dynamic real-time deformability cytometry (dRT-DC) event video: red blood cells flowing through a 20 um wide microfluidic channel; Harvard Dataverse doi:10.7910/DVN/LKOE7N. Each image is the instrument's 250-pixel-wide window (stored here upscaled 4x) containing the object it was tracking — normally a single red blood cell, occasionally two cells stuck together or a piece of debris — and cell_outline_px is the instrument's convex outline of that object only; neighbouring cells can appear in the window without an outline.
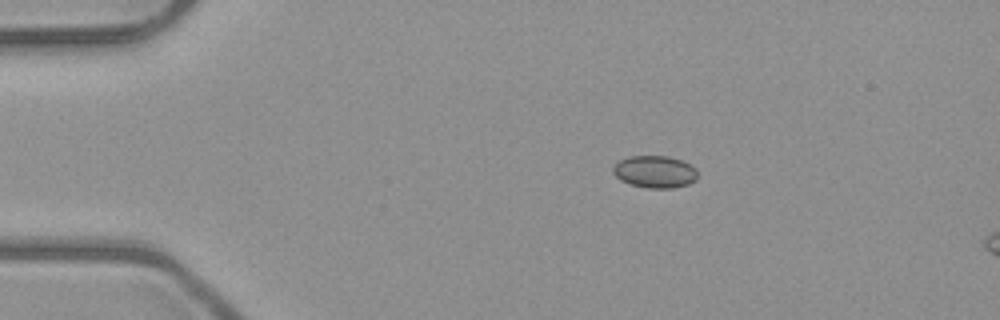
{"species": "common noctule bat (a hibernating species)", "species_latin": "Nyctalus noctula", "temperature_condition": "room temperature", "stored_images_in_passage": 3, "camera_frame_rate_fps": 3000, "um_per_image_px": 0.085, "animal": {"sex": "male", "body_mass_g": 23.1, "forearm_length_mm": 52.7}, "frame": {"image": 1, "passage_image": 1, "time_ms": 0.0, "image_size_px": [1000, 320], "cell_outline_px": [[696, 180], [688, 184], [672, 188], [648, 188], [632, 184], [620, 180], [612, 172], [612, 168], [620, 160], [628, 156], [668, 156], [680, 160], [696, 168]], "centroid_in_image_um": [55.65, 14.6], "position_along_channel_um": 29.4, "area_um2": 15.72}}
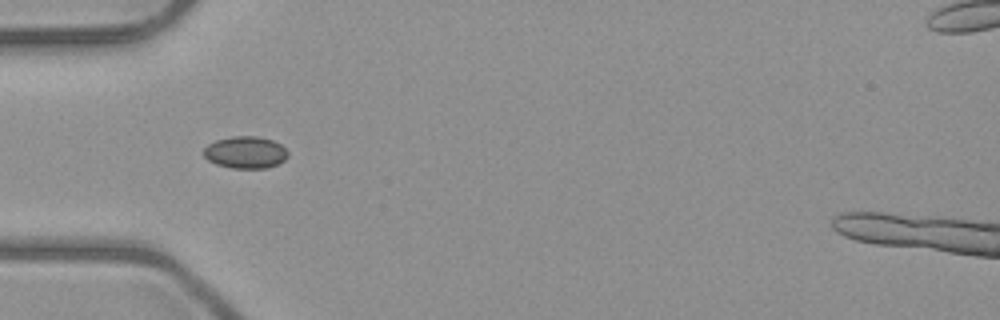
{"frame": {"image": 2, "passage_image": 3, "time_ms": 2.333, "image_size_px": [1000, 320], "cell_outline_px": [[288, 156], [284, 160], [268, 168], [232, 168], [216, 164], [208, 160], [204, 156], [204, 148], [208, 144], [216, 140], [232, 136], [256, 136], [272, 140], [280, 144], [288, 152]], "centroid_in_image_um": [20.85, 12.95], "position_along_channel_um": 64.1, "area_um2": 15.66}}